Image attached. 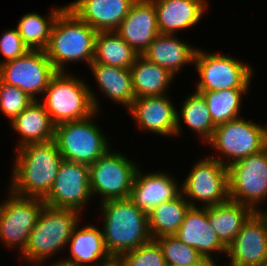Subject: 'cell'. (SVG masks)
Segmentation results:
<instances>
[{
  "mask_svg": "<svg viewBox=\"0 0 267 266\" xmlns=\"http://www.w3.org/2000/svg\"><path fill=\"white\" fill-rule=\"evenodd\" d=\"M100 204L102 233L107 251L113 259L138 248L152 239L147 212L130 198L104 201Z\"/></svg>",
  "mask_w": 267,
  "mask_h": 266,
  "instance_id": "7a4b0ae2",
  "label": "cell"
},
{
  "mask_svg": "<svg viewBox=\"0 0 267 266\" xmlns=\"http://www.w3.org/2000/svg\"><path fill=\"white\" fill-rule=\"evenodd\" d=\"M130 71L135 98L166 95L176 79L168 70L142 55L136 57Z\"/></svg>",
  "mask_w": 267,
  "mask_h": 266,
  "instance_id": "4316f807",
  "label": "cell"
},
{
  "mask_svg": "<svg viewBox=\"0 0 267 266\" xmlns=\"http://www.w3.org/2000/svg\"><path fill=\"white\" fill-rule=\"evenodd\" d=\"M30 49L23 42L17 28H9L0 37V53L4 58L0 61L3 64L26 54Z\"/></svg>",
  "mask_w": 267,
  "mask_h": 266,
  "instance_id": "d590c367",
  "label": "cell"
},
{
  "mask_svg": "<svg viewBox=\"0 0 267 266\" xmlns=\"http://www.w3.org/2000/svg\"><path fill=\"white\" fill-rule=\"evenodd\" d=\"M68 247L69 258L62 260L65 263L76 266H102L113 260L106 249L102 229L94 224L81 227L78 223L69 239L67 250Z\"/></svg>",
  "mask_w": 267,
  "mask_h": 266,
  "instance_id": "7402d4cb",
  "label": "cell"
},
{
  "mask_svg": "<svg viewBox=\"0 0 267 266\" xmlns=\"http://www.w3.org/2000/svg\"><path fill=\"white\" fill-rule=\"evenodd\" d=\"M138 168L131 188L129 198L145 212L162 202L172 200L181 193V184L167 171H156L144 174Z\"/></svg>",
  "mask_w": 267,
  "mask_h": 266,
  "instance_id": "ac0fdd59",
  "label": "cell"
},
{
  "mask_svg": "<svg viewBox=\"0 0 267 266\" xmlns=\"http://www.w3.org/2000/svg\"><path fill=\"white\" fill-rule=\"evenodd\" d=\"M176 119V136L183 132V126H181L183 121L188 129L190 128L192 132L196 133L205 144L211 139L216 127L213 124L207 102L198 92L186 96L185 101L177 111Z\"/></svg>",
  "mask_w": 267,
  "mask_h": 266,
  "instance_id": "83f0119b",
  "label": "cell"
},
{
  "mask_svg": "<svg viewBox=\"0 0 267 266\" xmlns=\"http://www.w3.org/2000/svg\"><path fill=\"white\" fill-rule=\"evenodd\" d=\"M167 266H212L193 247L182 243L174 235L156 238Z\"/></svg>",
  "mask_w": 267,
  "mask_h": 266,
  "instance_id": "d6a6232c",
  "label": "cell"
},
{
  "mask_svg": "<svg viewBox=\"0 0 267 266\" xmlns=\"http://www.w3.org/2000/svg\"><path fill=\"white\" fill-rule=\"evenodd\" d=\"M254 212L251 207L230 199L225 203L207 207L210 226L226 248Z\"/></svg>",
  "mask_w": 267,
  "mask_h": 266,
  "instance_id": "484cf974",
  "label": "cell"
},
{
  "mask_svg": "<svg viewBox=\"0 0 267 266\" xmlns=\"http://www.w3.org/2000/svg\"><path fill=\"white\" fill-rule=\"evenodd\" d=\"M119 152V153H118ZM120 151L109 150L89 166V183L92 197L100 203L129 198L137 169L135 161Z\"/></svg>",
  "mask_w": 267,
  "mask_h": 266,
  "instance_id": "9c48e42d",
  "label": "cell"
},
{
  "mask_svg": "<svg viewBox=\"0 0 267 266\" xmlns=\"http://www.w3.org/2000/svg\"><path fill=\"white\" fill-rule=\"evenodd\" d=\"M206 144L218 153L215 157L213 155L209 157L229 167L267 147V125H261L252 119L246 120L241 116L217 125Z\"/></svg>",
  "mask_w": 267,
  "mask_h": 266,
  "instance_id": "8992f818",
  "label": "cell"
},
{
  "mask_svg": "<svg viewBox=\"0 0 267 266\" xmlns=\"http://www.w3.org/2000/svg\"><path fill=\"white\" fill-rule=\"evenodd\" d=\"M174 236L182 243L197 250L212 266H217L220 260L216 256L217 254L221 253L222 256L227 253V248L210 226L207 207H190Z\"/></svg>",
  "mask_w": 267,
  "mask_h": 266,
  "instance_id": "e0dca14e",
  "label": "cell"
},
{
  "mask_svg": "<svg viewBox=\"0 0 267 266\" xmlns=\"http://www.w3.org/2000/svg\"><path fill=\"white\" fill-rule=\"evenodd\" d=\"M138 54L116 31L96 33L93 61L130 69Z\"/></svg>",
  "mask_w": 267,
  "mask_h": 266,
  "instance_id": "f546056e",
  "label": "cell"
},
{
  "mask_svg": "<svg viewBox=\"0 0 267 266\" xmlns=\"http://www.w3.org/2000/svg\"><path fill=\"white\" fill-rule=\"evenodd\" d=\"M160 34H176L199 24L208 10L207 0H152Z\"/></svg>",
  "mask_w": 267,
  "mask_h": 266,
  "instance_id": "44dd1931",
  "label": "cell"
},
{
  "mask_svg": "<svg viewBox=\"0 0 267 266\" xmlns=\"http://www.w3.org/2000/svg\"><path fill=\"white\" fill-rule=\"evenodd\" d=\"M8 193V198L0 203V243L7 249H17L21 254L28 245L31 230L45 203L41 198Z\"/></svg>",
  "mask_w": 267,
  "mask_h": 266,
  "instance_id": "8fae6325",
  "label": "cell"
},
{
  "mask_svg": "<svg viewBox=\"0 0 267 266\" xmlns=\"http://www.w3.org/2000/svg\"><path fill=\"white\" fill-rule=\"evenodd\" d=\"M185 177L181 193L191 207L214 206L229 200L228 167L218 160L200 158Z\"/></svg>",
  "mask_w": 267,
  "mask_h": 266,
  "instance_id": "30bf717a",
  "label": "cell"
},
{
  "mask_svg": "<svg viewBox=\"0 0 267 266\" xmlns=\"http://www.w3.org/2000/svg\"><path fill=\"white\" fill-rule=\"evenodd\" d=\"M228 183L230 200L260 211L267 200V147L230 165Z\"/></svg>",
  "mask_w": 267,
  "mask_h": 266,
  "instance_id": "7c38bea8",
  "label": "cell"
},
{
  "mask_svg": "<svg viewBox=\"0 0 267 266\" xmlns=\"http://www.w3.org/2000/svg\"><path fill=\"white\" fill-rule=\"evenodd\" d=\"M97 31L80 20L65 7L56 17L45 49L48 59L57 72H68L69 63L82 62L89 66L94 58Z\"/></svg>",
  "mask_w": 267,
  "mask_h": 266,
  "instance_id": "3957f363",
  "label": "cell"
},
{
  "mask_svg": "<svg viewBox=\"0 0 267 266\" xmlns=\"http://www.w3.org/2000/svg\"><path fill=\"white\" fill-rule=\"evenodd\" d=\"M92 198L89 166L63 160L51 191L43 201L51 208L71 209L82 214Z\"/></svg>",
  "mask_w": 267,
  "mask_h": 266,
  "instance_id": "5bb4252c",
  "label": "cell"
},
{
  "mask_svg": "<svg viewBox=\"0 0 267 266\" xmlns=\"http://www.w3.org/2000/svg\"><path fill=\"white\" fill-rule=\"evenodd\" d=\"M56 73L45 50H29L21 57L0 64V80L20 88L34 100L43 96Z\"/></svg>",
  "mask_w": 267,
  "mask_h": 266,
  "instance_id": "4fadbf2b",
  "label": "cell"
},
{
  "mask_svg": "<svg viewBox=\"0 0 267 266\" xmlns=\"http://www.w3.org/2000/svg\"><path fill=\"white\" fill-rule=\"evenodd\" d=\"M260 213L265 217L266 221H267V210H260Z\"/></svg>",
  "mask_w": 267,
  "mask_h": 266,
  "instance_id": "f35d334b",
  "label": "cell"
},
{
  "mask_svg": "<svg viewBox=\"0 0 267 266\" xmlns=\"http://www.w3.org/2000/svg\"><path fill=\"white\" fill-rule=\"evenodd\" d=\"M176 35H157L142 54L147 60L168 70L175 77L182 72L185 65L194 64L197 50L195 46Z\"/></svg>",
  "mask_w": 267,
  "mask_h": 266,
  "instance_id": "603a6c76",
  "label": "cell"
},
{
  "mask_svg": "<svg viewBox=\"0 0 267 266\" xmlns=\"http://www.w3.org/2000/svg\"><path fill=\"white\" fill-rule=\"evenodd\" d=\"M122 266H167L163 251L156 239L125 252L119 259Z\"/></svg>",
  "mask_w": 267,
  "mask_h": 266,
  "instance_id": "836d02e7",
  "label": "cell"
},
{
  "mask_svg": "<svg viewBox=\"0 0 267 266\" xmlns=\"http://www.w3.org/2000/svg\"><path fill=\"white\" fill-rule=\"evenodd\" d=\"M227 266H267V221L254 212L227 247Z\"/></svg>",
  "mask_w": 267,
  "mask_h": 266,
  "instance_id": "9a60e30c",
  "label": "cell"
},
{
  "mask_svg": "<svg viewBox=\"0 0 267 266\" xmlns=\"http://www.w3.org/2000/svg\"><path fill=\"white\" fill-rule=\"evenodd\" d=\"M135 0H74L66 5L80 20L100 31H116Z\"/></svg>",
  "mask_w": 267,
  "mask_h": 266,
  "instance_id": "ffe728a7",
  "label": "cell"
},
{
  "mask_svg": "<svg viewBox=\"0 0 267 266\" xmlns=\"http://www.w3.org/2000/svg\"><path fill=\"white\" fill-rule=\"evenodd\" d=\"M102 266H121V263L118 259H113L111 262L106 263Z\"/></svg>",
  "mask_w": 267,
  "mask_h": 266,
  "instance_id": "74e56055",
  "label": "cell"
},
{
  "mask_svg": "<svg viewBox=\"0 0 267 266\" xmlns=\"http://www.w3.org/2000/svg\"><path fill=\"white\" fill-rule=\"evenodd\" d=\"M99 113L55 126L54 141L64 160L90 166L110 150L108 136L95 123Z\"/></svg>",
  "mask_w": 267,
  "mask_h": 266,
  "instance_id": "52a82bcc",
  "label": "cell"
},
{
  "mask_svg": "<svg viewBox=\"0 0 267 266\" xmlns=\"http://www.w3.org/2000/svg\"><path fill=\"white\" fill-rule=\"evenodd\" d=\"M10 127L20 137L16 149L29 143L47 142L55 137V125L39 100H35L16 116L10 122Z\"/></svg>",
  "mask_w": 267,
  "mask_h": 266,
  "instance_id": "cb8c5ba5",
  "label": "cell"
},
{
  "mask_svg": "<svg viewBox=\"0 0 267 266\" xmlns=\"http://www.w3.org/2000/svg\"><path fill=\"white\" fill-rule=\"evenodd\" d=\"M65 7L66 5L53 7L45 16L37 12H29L19 19L16 28L30 50H45L47 48L54 21Z\"/></svg>",
  "mask_w": 267,
  "mask_h": 266,
  "instance_id": "4dcf8cb0",
  "label": "cell"
},
{
  "mask_svg": "<svg viewBox=\"0 0 267 266\" xmlns=\"http://www.w3.org/2000/svg\"><path fill=\"white\" fill-rule=\"evenodd\" d=\"M190 207V203L180 193L172 200L162 202L152 208L147 213L152 239L175 235Z\"/></svg>",
  "mask_w": 267,
  "mask_h": 266,
  "instance_id": "f1b7e54d",
  "label": "cell"
},
{
  "mask_svg": "<svg viewBox=\"0 0 267 266\" xmlns=\"http://www.w3.org/2000/svg\"><path fill=\"white\" fill-rule=\"evenodd\" d=\"M35 100L16 86L8 85L0 80V111L11 122Z\"/></svg>",
  "mask_w": 267,
  "mask_h": 266,
  "instance_id": "e575fe53",
  "label": "cell"
},
{
  "mask_svg": "<svg viewBox=\"0 0 267 266\" xmlns=\"http://www.w3.org/2000/svg\"><path fill=\"white\" fill-rule=\"evenodd\" d=\"M14 156L8 190L17 196L44 199L64 160L54 139L24 145Z\"/></svg>",
  "mask_w": 267,
  "mask_h": 266,
  "instance_id": "6da1fadb",
  "label": "cell"
},
{
  "mask_svg": "<svg viewBox=\"0 0 267 266\" xmlns=\"http://www.w3.org/2000/svg\"><path fill=\"white\" fill-rule=\"evenodd\" d=\"M177 108L167 95L135 98L127 110L139 131L176 136Z\"/></svg>",
  "mask_w": 267,
  "mask_h": 266,
  "instance_id": "2e32d148",
  "label": "cell"
},
{
  "mask_svg": "<svg viewBox=\"0 0 267 266\" xmlns=\"http://www.w3.org/2000/svg\"><path fill=\"white\" fill-rule=\"evenodd\" d=\"M200 93L207 102L215 126L241 117L243 96L248 90H219Z\"/></svg>",
  "mask_w": 267,
  "mask_h": 266,
  "instance_id": "1f68e13d",
  "label": "cell"
},
{
  "mask_svg": "<svg viewBox=\"0 0 267 266\" xmlns=\"http://www.w3.org/2000/svg\"><path fill=\"white\" fill-rule=\"evenodd\" d=\"M200 80L196 92L219 90H249L253 67L231 55L206 52L197 47L194 64Z\"/></svg>",
  "mask_w": 267,
  "mask_h": 266,
  "instance_id": "ba28073f",
  "label": "cell"
},
{
  "mask_svg": "<svg viewBox=\"0 0 267 266\" xmlns=\"http://www.w3.org/2000/svg\"><path fill=\"white\" fill-rule=\"evenodd\" d=\"M58 259H56L54 262H52L50 264V266H76V265H73V264H69V263H65L61 260V258L59 259V257H57Z\"/></svg>",
  "mask_w": 267,
  "mask_h": 266,
  "instance_id": "8d00e7d4",
  "label": "cell"
},
{
  "mask_svg": "<svg viewBox=\"0 0 267 266\" xmlns=\"http://www.w3.org/2000/svg\"><path fill=\"white\" fill-rule=\"evenodd\" d=\"M86 81L69 72H57L39 101L54 125L77 121L100 112L97 94Z\"/></svg>",
  "mask_w": 267,
  "mask_h": 266,
  "instance_id": "277c9868",
  "label": "cell"
},
{
  "mask_svg": "<svg viewBox=\"0 0 267 266\" xmlns=\"http://www.w3.org/2000/svg\"><path fill=\"white\" fill-rule=\"evenodd\" d=\"M116 32L138 55H142L160 34L153 1L135 0Z\"/></svg>",
  "mask_w": 267,
  "mask_h": 266,
  "instance_id": "d6986e66",
  "label": "cell"
},
{
  "mask_svg": "<svg viewBox=\"0 0 267 266\" xmlns=\"http://www.w3.org/2000/svg\"><path fill=\"white\" fill-rule=\"evenodd\" d=\"M97 86L106 98L123 105L127 110L135 99L130 69L114 67L92 61L88 66Z\"/></svg>",
  "mask_w": 267,
  "mask_h": 266,
  "instance_id": "d4e9b609",
  "label": "cell"
},
{
  "mask_svg": "<svg viewBox=\"0 0 267 266\" xmlns=\"http://www.w3.org/2000/svg\"><path fill=\"white\" fill-rule=\"evenodd\" d=\"M82 214L71 209L44 206L31 230L26 249L18 256L31 266H42L66 249ZM81 217V218H80Z\"/></svg>",
  "mask_w": 267,
  "mask_h": 266,
  "instance_id": "5b68a950",
  "label": "cell"
}]
</instances>
